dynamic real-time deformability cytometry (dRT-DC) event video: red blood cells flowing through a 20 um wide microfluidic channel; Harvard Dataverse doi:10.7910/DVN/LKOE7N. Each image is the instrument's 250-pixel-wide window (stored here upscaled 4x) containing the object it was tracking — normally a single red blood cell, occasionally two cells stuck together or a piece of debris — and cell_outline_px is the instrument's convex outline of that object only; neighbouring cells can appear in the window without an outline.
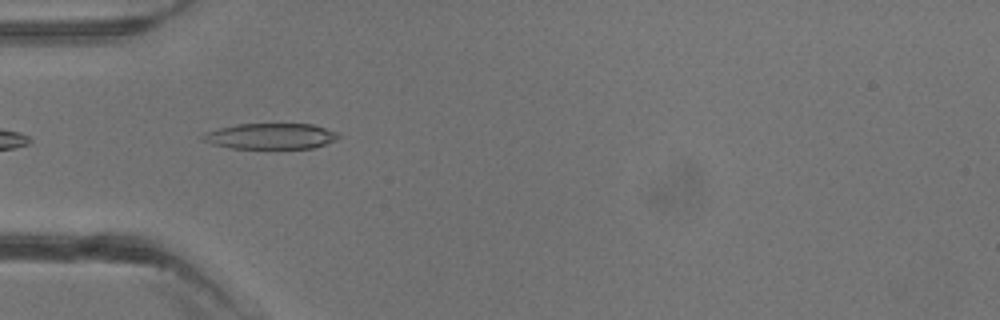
{"species": "common noctule bat (a hibernating species)", "species_latin": "Nyctalus noctula", "temperature_condition": "warm", "stored_images_in_passage": 4, "camera_frame_rate_fps": 3000, "um_per_image_px": 0.085, "animal": {"sex": "male", "body_mass_g": 13.3}, "frame": {"image": 1, "passage_image": 4, "time_ms": 3.333, "image_size_px": [1000, 320], "cell_outline_px": [[340, 136], [336, 140], [312, 148], [232, 148], [212, 144], [204, 140], [200, 136], [208, 132], [220, 128], [236, 124], [312, 124], [340, 132]], "centroid_in_image_um": [23.06, 11.57], "position_along_channel_um": 61.9, "area_um2": 20.23}}